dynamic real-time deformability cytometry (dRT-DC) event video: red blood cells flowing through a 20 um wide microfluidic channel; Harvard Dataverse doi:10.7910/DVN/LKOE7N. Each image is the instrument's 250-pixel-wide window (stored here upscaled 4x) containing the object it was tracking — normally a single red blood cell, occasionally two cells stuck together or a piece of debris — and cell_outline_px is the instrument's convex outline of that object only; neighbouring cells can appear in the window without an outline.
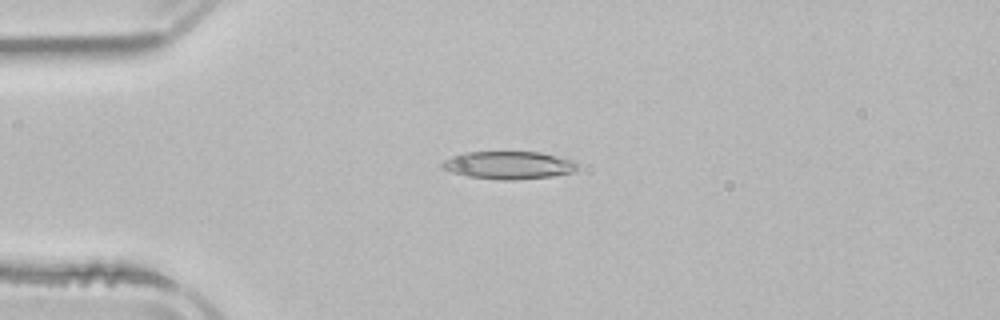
{"species": "common noctule bat (a hibernating species)", "species_latin": "Nyctalus noctula", "temperature_condition": "room temperature", "stored_images_in_passage": 3, "camera_frame_rate_fps": 3000, "um_per_image_px": 0.085, "animal": {"sex": "male", "body_mass_g": 21.5, "forearm_length_mm": 52.0}, "frame": {"image": 1, "passage_image": 3, "time_ms": 3.0, "image_size_px": [1000, 320], "cell_outline_px": [[580, 164], [576, 172], [552, 176], [512, 180], [504, 180], [464, 176], [440, 168], [440, 164], [444, 160], [460, 152], [540, 152], [576, 160]], "centroid_in_image_um": [43.26, 14.03], "position_along_channel_um": 41.7, "area_um2": 22.31}}